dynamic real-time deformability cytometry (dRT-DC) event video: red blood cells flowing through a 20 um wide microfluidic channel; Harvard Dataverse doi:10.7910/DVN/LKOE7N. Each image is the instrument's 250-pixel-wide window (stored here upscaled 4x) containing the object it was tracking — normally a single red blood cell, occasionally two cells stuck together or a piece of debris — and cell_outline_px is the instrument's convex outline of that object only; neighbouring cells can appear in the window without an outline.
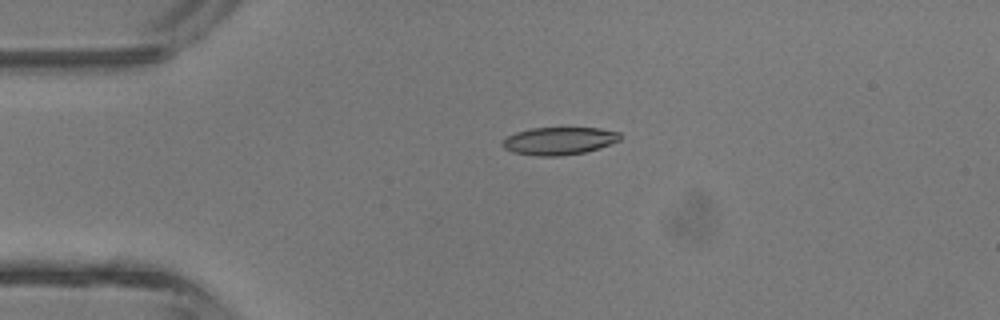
{"species": "common noctule bat (a hibernating species)", "species_latin": "Nyctalus noctula", "temperature_condition": "room temperature", "stored_images_in_passage": 2, "camera_frame_rate_fps": 3000, "um_per_image_px": 0.085, "animal": {"sex": "male", "body_mass_g": 13.3}, "frame": {"image": 1, "passage_image": 1, "time_ms": 0.0, "image_size_px": [1000, 320], "cell_outline_px": [[620, 140], [600, 148], [584, 152], [560, 156], [536, 156], [512, 152], [504, 148], [500, 144], [500, 140], [516, 132], [532, 128], [600, 128], [620, 132]], "centroid_in_image_um": [47.49, 11.98], "position_along_channel_um": 37.5, "area_um2": 19.07}}